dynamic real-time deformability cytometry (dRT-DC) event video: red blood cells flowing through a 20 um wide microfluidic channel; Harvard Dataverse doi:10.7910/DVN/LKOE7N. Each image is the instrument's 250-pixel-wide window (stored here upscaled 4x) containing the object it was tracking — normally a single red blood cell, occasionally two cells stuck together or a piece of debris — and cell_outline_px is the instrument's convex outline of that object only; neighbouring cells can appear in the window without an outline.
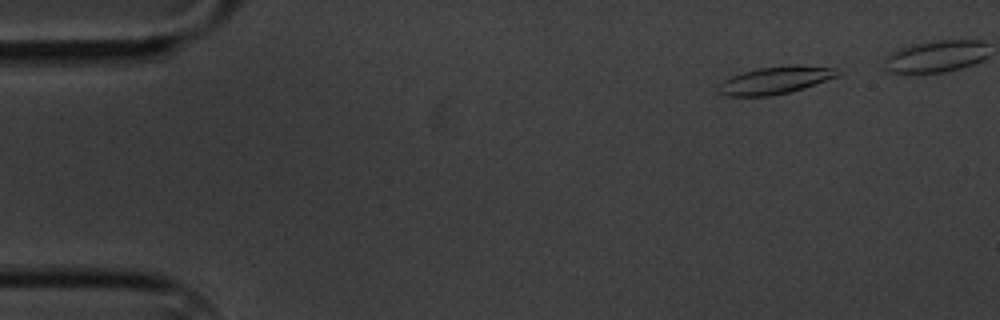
{"species": "common noctule bat (a hibernating species)", "species_latin": "Nyctalus noctula", "temperature_condition": "cold", "stored_images_in_passage": 6, "camera_frame_rate_fps": 3000, "um_per_image_px": 0.085, "animal": {"sex": "male", "body_mass_g": 20.1, "forearm_length_mm": 53.5}, "frame": {"image": 1, "passage_image": 2, "time_ms": 1.0, "image_size_px": [1000, 320], "cell_outline_px": [[840, 76], [804, 88], [772, 96], [728, 96], [720, 92], [716, 88], [724, 80], [732, 76], [744, 72], [760, 68], [796, 64], [836, 68], [840, 72]], "centroid_in_image_um": [65.96, 6.81], "position_along_channel_um": 19.0, "area_um2": 19.02}}
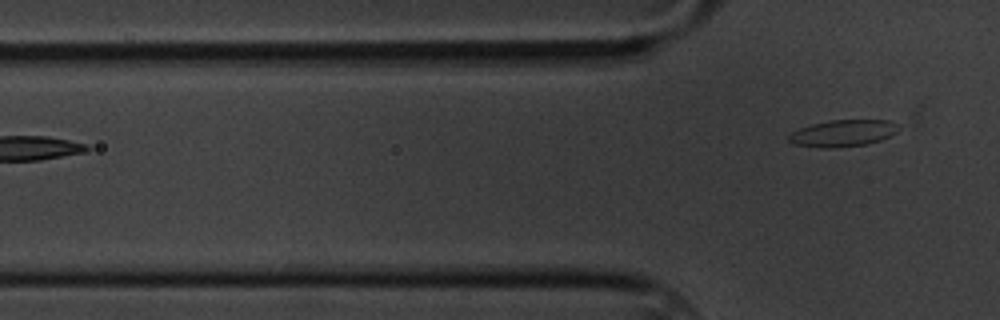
{"frame": {"image": 2, "passage_image": 6, "time_ms": 6.667, "image_size_px": [1000, 320], "cell_outline_px": [[900, 128], [892, 136], [868, 144], [836, 148], [820, 148], [796, 144], [788, 140], [788, 136], [792, 132], [800, 128], [812, 124], [832, 120], [888, 120], [900, 124]], "centroid_in_image_um": [71.71, 11.32], "position_along_channel_um": 54.1, "area_um2": 17.22}}